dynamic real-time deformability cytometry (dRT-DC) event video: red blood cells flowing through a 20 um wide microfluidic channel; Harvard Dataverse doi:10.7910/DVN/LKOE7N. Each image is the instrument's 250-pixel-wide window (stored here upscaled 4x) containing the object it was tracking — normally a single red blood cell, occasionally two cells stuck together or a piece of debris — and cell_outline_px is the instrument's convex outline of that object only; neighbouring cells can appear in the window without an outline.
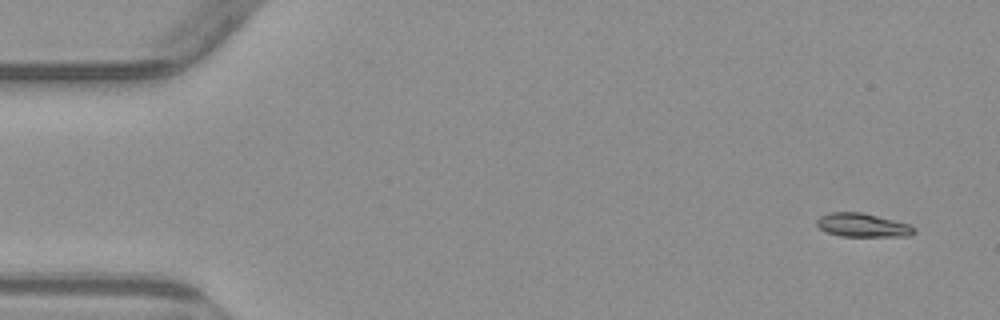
{"species": "common noctule bat (a hibernating species)", "species_latin": "Nyctalus noctula", "temperature_condition": "warm", "stored_images_in_passage": 4, "camera_frame_rate_fps": 3000, "um_per_image_px": 0.085, "animal": {"sex": "male", "body_mass_g": 23.1, "forearm_length_mm": 52.7}, "frame": {"image": 1, "passage_image": 1, "time_ms": 0.0, "image_size_px": [1000, 320], "cell_outline_px": [[916, 232], [908, 236], [840, 236], [828, 232], [820, 228], [816, 224], [816, 220], [820, 216], [828, 212], [860, 212], [908, 224], [916, 228]], "centroid_in_image_um": [73.29, 19.14], "position_along_channel_um": 11.7, "area_um2": 13.24}}
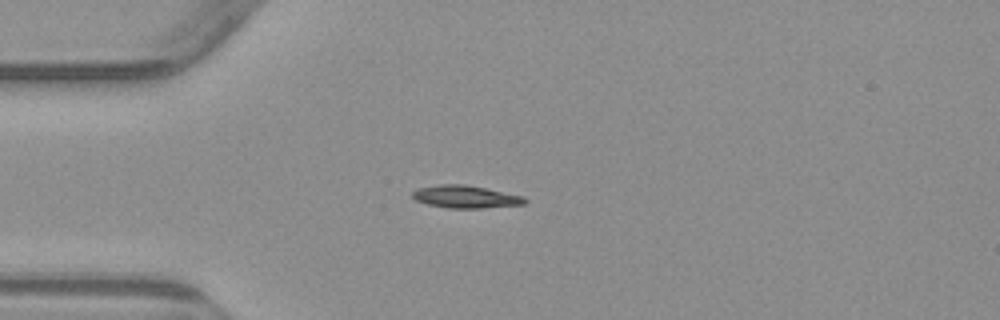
{"frame": {"image": 2, "passage_image": 4, "time_ms": 3.667, "image_size_px": [1000, 320], "cell_outline_px": [[528, 200], [524, 204], [480, 208], [448, 208], [428, 204], [416, 200], [412, 196], [412, 192], [416, 188], [440, 184], [464, 184], [524, 196]], "centroid_in_image_um": [39.55, 16.72], "position_along_channel_um": 45.4, "area_um2": 14.68}}